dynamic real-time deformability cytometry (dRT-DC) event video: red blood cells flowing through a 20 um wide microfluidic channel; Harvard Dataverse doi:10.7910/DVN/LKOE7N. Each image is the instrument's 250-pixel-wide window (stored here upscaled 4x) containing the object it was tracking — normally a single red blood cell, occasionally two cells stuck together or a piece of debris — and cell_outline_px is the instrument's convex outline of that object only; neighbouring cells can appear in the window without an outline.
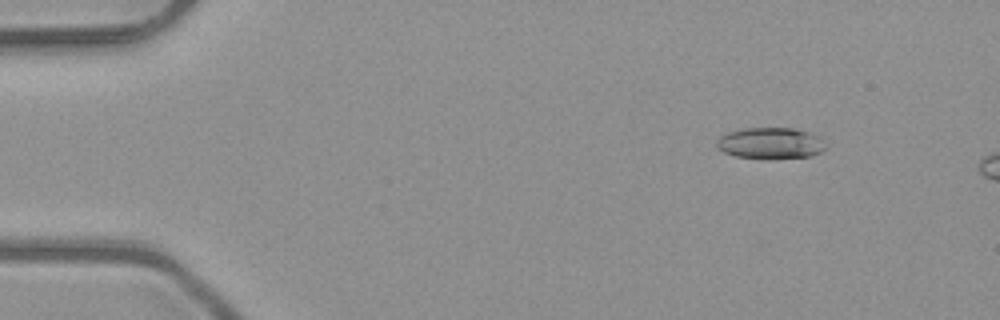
{"species": "common noctule bat (a hibernating species)", "species_latin": "Nyctalus noctula", "temperature_condition": "room temperature", "stored_images_in_passage": 4, "camera_frame_rate_fps": 3000, "um_per_image_px": 0.085, "animal": {"sex": "male", "body_mass_g": 23.1, "forearm_length_mm": 52.7}, "frame": {"image": 1, "passage_image": 2, "time_ms": 0.333, "image_size_px": [1000, 320], "cell_outline_px": [[828, 148], [812, 156], [768, 160], [736, 156], [724, 152], [716, 148], [716, 140], [720, 136], [728, 132], [744, 128], [792, 128], [808, 132], [820, 136]], "centroid_in_image_um": [65.5, 12.19], "position_along_channel_um": 19.5, "area_um2": 20.35}}